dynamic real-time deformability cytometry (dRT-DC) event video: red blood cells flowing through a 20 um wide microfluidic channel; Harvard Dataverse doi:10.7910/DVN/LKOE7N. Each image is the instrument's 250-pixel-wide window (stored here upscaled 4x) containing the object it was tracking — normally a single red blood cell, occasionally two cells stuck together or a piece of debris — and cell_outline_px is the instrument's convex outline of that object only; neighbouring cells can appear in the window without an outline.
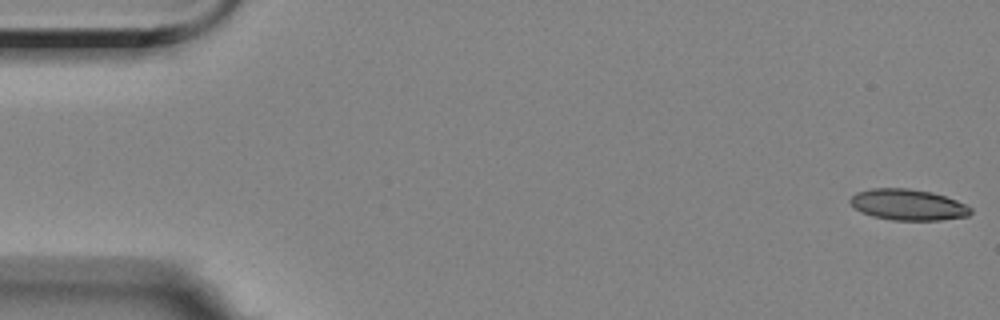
{"species": "Egyptian fruit bat (a non-hibernating species)", "species_latin": "Rousettus aegyptiacus", "temperature_condition": "room temperature", "stored_images_in_passage": 15, "camera_frame_rate_fps": 3000, "um_per_image_px": 0.085, "animal": {"sex": "female"}, "frame": {"image": 1, "passage_image": 1, "time_ms": 0.0, "image_size_px": [1000, 320], "cell_outline_px": [[972, 212], [968, 216], [940, 220], [892, 220], [872, 216], [860, 212], [848, 200], [856, 192], [872, 188], [908, 188], [932, 192], [956, 200], [972, 208]], "centroid_in_image_um": [77.17, 17.4], "position_along_channel_um": 7.8, "area_um2": 21.79}}
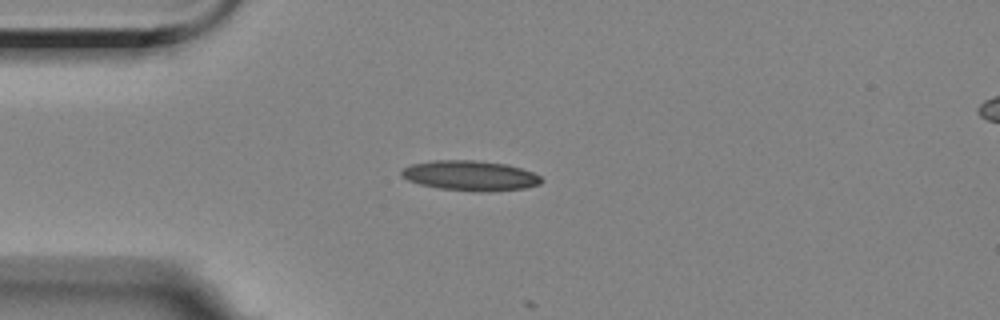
{"frame": {"image": 2, "passage_image": 14, "time_ms": 4.333, "image_size_px": [1000, 320], "cell_outline_px": [[544, 180], [540, 184], [524, 188], [488, 192], [480, 192], [440, 188], [420, 184], [408, 180], [400, 176], [400, 172], [404, 168], [412, 164], [432, 160], [476, 160], [508, 164], [532, 172], [540, 176]], "centroid_in_image_um": [39.98, 14.92], "position_along_channel_um": 45.0, "area_um2": 24.57}}